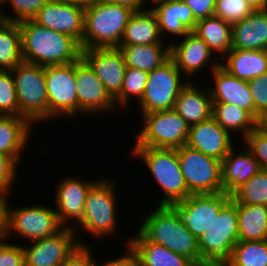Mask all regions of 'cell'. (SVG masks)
I'll return each mask as SVG.
<instances>
[{
    "label": "cell",
    "instance_id": "6da1fadb",
    "mask_svg": "<svg viewBox=\"0 0 267 266\" xmlns=\"http://www.w3.org/2000/svg\"><path fill=\"white\" fill-rule=\"evenodd\" d=\"M24 62L46 67L68 64L81 57L80 44L71 36L56 32L32 19L18 22Z\"/></svg>",
    "mask_w": 267,
    "mask_h": 266
},
{
    "label": "cell",
    "instance_id": "7a4b0ae2",
    "mask_svg": "<svg viewBox=\"0 0 267 266\" xmlns=\"http://www.w3.org/2000/svg\"><path fill=\"white\" fill-rule=\"evenodd\" d=\"M140 225L138 231L148 241L184 255L192 262L202 261L198 239L184 225L174 206L158 205Z\"/></svg>",
    "mask_w": 267,
    "mask_h": 266
},
{
    "label": "cell",
    "instance_id": "3957f363",
    "mask_svg": "<svg viewBox=\"0 0 267 266\" xmlns=\"http://www.w3.org/2000/svg\"><path fill=\"white\" fill-rule=\"evenodd\" d=\"M133 12L124 5L87 0L81 49L118 47Z\"/></svg>",
    "mask_w": 267,
    "mask_h": 266
},
{
    "label": "cell",
    "instance_id": "277c9868",
    "mask_svg": "<svg viewBox=\"0 0 267 266\" xmlns=\"http://www.w3.org/2000/svg\"><path fill=\"white\" fill-rule=\"evenodd\" d=\"M132 150L164 192L159 205L173 206L191 195L180 169L177 149L133 147Z\"/></svg>",
    "mask_w": 267,
    "mask_h": 266
},
{
    "label": "cell",
    "instance_id": "5b68a950",
    "mask_svg": "<svg viewBox=\"0 0 267 266\" xmlns=\"http://www.w3.org/2000/svg\"><path fill=\"white\" fill-rule=\"evenodd\" d=\"M11 73L16 88L18 116L27 118L32 124L48 121L45 67L22 61L11 69Z\"/></svg>",
    "mask_w": 267,
    "mask_h": 266
},
{
    "label": "cell",
    "instance_id": "8992f818",
    "mask_svg": "<svg viewBox=\"0 0 267 266\" xmlns=\"http://www.w3.org/2000/svg\"><path fill=\"white\" fill-rule=\"evenodd\" d=\"M112 182L96 180L87 193L83 219L76 225L96 238L116 235L118 231L116 185Z\"/></svg>",
    "mask_w": 267,
    "mask_h": 266
},
{
    "label": "cell",
    "instance_id": "52a82bcc",
    "mask_svg": "<svg viewBox=\"0 0 267 266\" xmlns=\"http://www.w3.org/2000/svg\"><path fill=\"white\" fill-rule=\"evenodd\" d=\"M197 239L202 261L228 263L231 260L233 247L239 241L237 207L232 198Z\"/></svg>",
    "mask_w": 267,
    "mask_h": 266
},
{
    "label": "cell",
    "instance_id": "ba28073f",
    "mask_svg": "<svg viewBox=\"0 0 267 266\" xmlns=\"http://www.w3.org/2000/svg\"><path fill=\"white\" fill-rule=\"evenodd\" d=\"M134 147L177 149L186 145L190 125L173 109L142 114Z\"/></svg>",
    "mask_w": 267,
    "mask_h": 266
},
{
    "label": "cell",
    "instance_id": "9c48e42d",
    "mask_svg": "<svg viewBox=\"0 0 267 266\" xmlns=\"http://www.w3.org/2000/svg\"><path fill=\"white\" fill-rule=\"evenodd\" d=\"M182 77L185 76L171 58L149 72L144 93L137 102L142 114L173 109L178 94L189 83Z\"/></svg>",
    "mask_w": 267,
    "mask_h": 266
},
{
    "label": "cell",
    "instance_id": "30bf717a",
    "mask_svg": "<svg viewBox=\"0 0 267 266\" xmlns=\"http://www.w3.org/2000/svg\"><path fill=\"white\" fill-rule=\"evenodd\" d=\"M180 169L191 194L221 193L222 161L187 145L177 148Z\"/></svg>",
    "mask_w": 267,
    "mask_h": 266
},
{
    "label": "cell",
    "instance_id": "8fae6325",
    "mask_svg": "<svg viewBox=\"0 0 267 266\" xmlns=\"http://www.w3.org/2000/svg\"><path fill=\"white\" fill-rule=\"evenodd\" d=\"M64 226L60 223L56 210L46 205H29L19 208L6 207V234L24 237L29 241L43 239L60 231Z\"/></svg>",
    "mask_w": 267,
    "mask_h": 266
},
{
    "label": "cell",
    "instance_id": "7c38bea8",
    "mask_svg": "<svg viewBox=\"0 0 267 266\" xmlns=\"http://www.w3.org/2000/svg\"><path fill=\"white\" fill-rule=\"evenodd\" d=\"M48 119L78 115L75 62L45 67Z\"/></svg>",
    "mask_w": 267,
    "mask_h": 266
},
{
    "label": "cell",
    "instance_id": "4fadbf2b",
    "mask_svg": "<svg viewBox=\"0 0 267 266\" xmlns=\"http://www.w3.org/2000/svg\"><path fill=\"white\" fill-rule=\"evenodd\" d=\"M76 234L65 226L51 236L30 241L32 245H22L25 266H61L79 245H87L76 240Z\"/></svg>",
    "mask_w": 267,
    "mask_h": 266
},
{
    "label": "cell",
    "instance_id": "5bb4252c",
    "mask_svg": "<svg viewBox=\"0 0 267 266\" xmlns=\"http://www.w3.org/2000/svg\"><path fill=\"white\" fill-rule=\"evenodd\" d=\"M231 199L225 192L191 194L173 206L179 212L184 225L198 238L209 228L220 209Z\"/></svg>",
    "mask_w": 267,
    "mask_h": 266
},
{
    "label": "cell",
    "instance_id": "9a60e30c",
    "mask_svg": "<svg viewBox=\"0 0 267 266\" xmlns=\"http://www.w3.org/2000/svg\"><path fill=\"white\" fill-rule=\"evenodd\" d=\"M75 77L78 97V113L93 115L100 112H116L114 99L105 89L89 64L80 57L75 61ZM115 110V111H114ZM82 113V114H81Z\"/></svg>",
    "mask_w": 267,
    "mask_h": 266
},
{
    "label": "cell",
    "instance_id": "2e32d148",
    "mask_svg": "<svg viewBox=\"0 0 267 266\" xmlns=\"http://www.w3.org/2000/svg\"><path fill=\"white\" fill-rule=\"evenodd\" d=\"M84 9L85 4L48 1L32 20L41 26L71 36L81 45L84 35Z\"/></svg>",
    "mask_w": 267,
    "mask_h": 266
},
{
    "label": "cell",
    "instance_id": "e0dca14e",
    "mask_svg": "<svg viewBox=\"0 0 267 266\" xmlns=\"http://www.w3.org/2000/svg\"><path fill=\"white\" fill-rule=\"evenodd\" d=\"M81 57L96 73L110 96L115 99L120 93L127 68L118 47L82 49Z\"/></svg>",
    "mask_w": 267,
    "mask_h": 266
},
{
    "label": "cell",
    "instance_id": "ac0fdd59",
    "mask_svg": "<svg viewBox=\"0 0 267 266\" xmlns=\"http://www.w3.org/2000/svg\"><path fill=\"white\" fill-rule=\"evenodd\" d=\"M80 179L71 178V176L61 179L55 190V202L53 203L56 206L55 210L60 223L77 232L78 227L68 222L75 220L74 222L79 224L82 221L87 193L96 182L95 180L90 182Z\"/></svg>",
    "mask_w": 267,
    "mask_h": 266
},
{
    "label": "cell",
    "instance_id": "d6986e66",
    "mask_svg": "<svg viewBox=\"0 0 267 266\" xmlns=\"http://www.w3.org/2000/svg\"><path fill=\"white\" fill-rule=\"evenodd\" d=\"M216 61H212L210 66L215 81L214 86L208 87L212 102L237 105L255 118V106L248 81L232 76L220 66V61Z\"/></svg>",
    "mask_w": 267,
    "mask_h": 266
},
{
    "label": "cell",
    "instance_id": "ffe728a7",
    "mask_svg": "<svg viewBox=\"0 0 267 266\" xmlns=\"http://www.w3.org/2000/svg\"><path fill=\"white\" fill-rule=\"evenodd\" d=\"M232 134L224 130L211 116L190 126L186 145L194 150L222 161L234 147Z\"/></svg>",
    "mask_w": 267,
    "mask_h": 266
},
{
    "label": "cell",
    "instance_id": "44dd1931",
    "mask_svg": "<svg viewBox=\"0 0 267 266\" xmlns=\"http://www.w3.org/2000/svg\"><path fill=\"white\" fill-rule=\"evenodd\" d=\"M213 55L208 45L193 32L186 34L180 43L177 40L170 42V58L189 81L214 60L211 59Z\"/></svg>",
    "mask_w": 267,
    "mask_h": 266
},
{
    "label": "cell",
    "instance_id": "7402d4cb",
    "mask_svg": "<svg viewBox=\"0 0 267 266\" xmlns=\"http://www.w3.org/2000/svg\"><path fill=\"white\" fill-rule=\"evenodd\" d=\"M152 11L156 15L162 39L166 32L183 38L195 29L197 20L183 0H166L152 8Z\"/></svg>",
    "mask_w": 267,
    "mask_h": 266
},
{
    "label": "cell",
    "instance_id": "603a6c76",
    "mask_svg": "<svg viewBox=\"0 0 267 266\" xmlns=\"http://www.w3.org/2000/svg\"><path fill=\"white\" fill-rule=\"evenodd\" d=\"M234 151L233 147L222 160V186L224 192L229 195L262 170L247 146L237 154Z\"/></svg>",
    "mask_w": 267,
    "mask_h": 266
},
{
    "label": "cell",
    "instance_id": "cb8c5ba5",
    "mask_svg": "<svg viewBox=\"0 0 267 266\" xmlns=\"http://www.w3.org/2000/svg\"><path fill=\"white\" fill-rule=\"evenodd\" d=\"M232 49L267 51V9L232 24Z\"/></svg>",
    "mask_w": 267,
    "mask_h": 266
},
{
    "label": "cell",
    "instance_id": "d4e9b609",
    "mask_svg": "<svg viewBox=\"0 0 267 266\" xmlns=\"http://www.w3.org/2000/svg\"><path fill=\"white\" fill-rule=\"evenodd\" d=\"M192 80L180 91L176 98L175 110L190 126L212 116V99L209 89H200Z\"/></svg>",
    "mask_w": 267,
    "mask_h": 266
},
{
    "label": "cell",
    "instance_id": "484cf974",
    "mask_svg": "<svg viewBox=\"0 0 267 266\" xmlns=\"http://www.w3.org/2000/svg\"><path fill=\"white\" fill-rule=\"evenodd\" d=\"M32 125L23 116L0 115V154L10 156L19 165L29 143Z\"/></svg>",
    "mask_w": 267,
    "mask_h": 266
},
{
    "label": "cell",
    "instance_id": "4316f807",
    "mask_svg": "<svg viewBox=\"0 0 267 266\" xmlns=\"http://www.w3.org/2000/svg\"><path fill=\"white\" fill-rule=\"evenodd\" d=\"M222 61L220 66L223 69L232 76L244 81H250L267 72L266 50L231 49L222 58Z\"/></svg>",
    "mask_w": 267,
    "mask_h": 266
},
{
    "label": "cell",
    "instance_id": "83f0119b",
    "mask_svg": "<svg viewBox=\"0 0 267 266\" xmlns=\"http://www.w3.org/2000/svg\"><path fill=\"white\" fill-rule=\"evenodd\" d=\"M126 244L137 253L139 266H190L192 263L184 255L148 241L139 231L130 236Z\"/></svg>",
    "mask_w": 267,
    "mask_h": 266
},
{
    "label": "cell",
    "instance_id": "f1b7e54d",
    "mask_svg": "<svg viewBox=\"0 0 267 266\" xmlns=\"http://www.w3.org/2000/svg\"><path fill=\"white\" fill-rule=\"evenodd\" d=\"M164 43L152 9L136 10L130 16L119 45Z\"/></svg>",
    "mask_w": 267,
    "mask_h": 266
},
{
    "label": "cell",
    "instance_id": "f546056e",
    "mask_svg": "<svg viewBox=\"0 0 267 266\" xmlns=\"http://www.w3.org/2000/svg\"><path fill=\"white\" fill-rule=\"evenodd\" d=\"M151 45H119L127 67L151 72L170 59V43Z\"/></svg>",
    "mask_w": 267,
    "mask_h": 266
},
{
    "label": "cell",
    "instance_id": "4dcf8cb0",
    "mask_svg": "<svg viewBox=\"0 0 267 266\" xmlns=\"http://www.w3.org/2000/svg\"><path fill=\"white\" fill-rule=\"evenodd\" d=\"M193 33L208 45L215 56L218 53L223 58L232 49V24L219 17L198 20Z\"/></svg>",
    "mask_w": 267,
    "mask_h": 266
},
{
    "label": "cell",
    "instance_id": "1f68e13d",
    "mask_svg": "<svg viewBox=\"0 0 267 266\" xmlns=\"http://www.w3.org/2000/svg\"><path fill=\"white\" fill-rule=\"evenodd\" d=\"M239 241L267 240V206L236 203Z\"/></svg>",
    "mask_w": 267,
    "mask_h": 266
},
{
    "label": "cell",
    "instance_id": "d6a6232c",
    "mask_svg": "<svg viewBox=\"0 0 267 266\" xmlns=\"http://www.w3.org/2000/svg\"><path fill=\"white\" fill-rule=\"evenodd\" d=\"M212 117L230 134L240 132L243 140L260 124L247 110L222 102H212Z\"/></svg>",
    "mask_w": 267,
    "mask_h": 266
},
{
    "label": "cell",
    "instance_id": "836d02e7",
    "mask_svg": "<svg viewBox=\"0 0 267 266\" xmlns=\"http://www.w3.org/2000/svg\"><path fill=\"white\" fill-rule=\"evenodd\" d=\"M22 59L21 31L17 22L0 26V70L14 69Z\"/></svg>",
    "mask_w": 267,
    "mask_h": 266
},
{
    "label": "cell",
    "instance_id": "e575fe53",
    "mask_svg": "<svg viewBox=\"0 0 267 266\" xmlns=\"http://www.w3.org/2000/svg\"><path fill=\"white\" fill-rule=\"evenodd\" d=\"M229 266H267V240L238 241Z\"/></svg>",
    "mask_w": 267,
    "mask_h": 266
},
{
    "label": "cell",
    "instance_id": "d590c367",
    "mask_svg": "<svg viewBox=\"0 0 267 266\" xmlns=\"http://www.w3.org/2000/svg\"><path fill=\"white\" fill-rule=\"evenodd\" d=\"M231 198L236 203L267 206V170H260L247 182L237 188Z\"/></svg>",
    "mask_w": 267,
    "mask_h": 266
},
{
    "label": "cell",
    "instance_id": "8d00e7d4",
    "mask_svg": "<svg viewBox=\"0 0 267 266\" xmlns=\"http://www.w3.org/2000/svg\"><path fill=\"white\" fill-rule=\"evenodd\" d=\"M147 77L148 72L146 71L132 67L126 68L120 93L114 99L117 108L120 105V109L122 107L125 110V108L129 107L128 102L133 96L134 99L137 98V102L141 99L147 83Z\"/></svg>",
    "mask_w": 267,
    "mask_h": 266
},
{
    "label": "cell",
    "instance_id": "74e56055",
    "mask_svg": "<svg viewBox=\"0 0 267 266\" xmlns=\"http://www.w3.org/2000/svg\"><path fill=\"white\" fill-rule=\"evenodd\" d=\"M0 115L18 116L16 88L11 70H0Z\"/></svg>",
    "mask_w": 267,
    "mask_h": 266
},
{
    "label": "cell",
    "instance_id": "f35d334b",
    "mask_svg": "<svg viewBox=\"0 0 267 266\" xmlns=\"http://www.w3.org/2000/svg\"><path fill=\"white\" fill-rule=\"evenodd\" d=\"M252 12L245 0H216L214 16L234 24L245 19Z\"/></svg>",
    "mask_w": 267,
    "mask_h": 266
},
{
    "label": "cell",
    "instance_id": "ab89813d",
    "mask_svg": "<svg viewBox=\"0 0 267 266\" xmlns=\"http://www.w3.org/2000/svg\"><path fill=\"white\" fill-rule=\"evenodd\" d=\"M48 2V0H3L1 4H10L13 9L12 17L8 13L4 14L0 8V14L8 22H20L23 20L32 19L37 12Z\"/></svg>",
    "mask_w": 267,
    "mask_h": 266
},
{
    "label": "cell",
    "instance_id": "60d3db41",
    "mask_svg": "<svg viewBox=\"0 0 267 266\" xmlns=\"http://www.w3.org/2000/svg\"><path fill=\"white\" fill-rule=\"evenodd\" d=\"M261 169L267 170V127L260 123L244 140Z\"/></svg>",
    "mask_w": 267,
    "mask_h": 266
},
{
    "label": "cell",
    "instance_id": "b9f144b4",
    "mask_svg": "<svg viewBox=\"0 0 267 266\" xmlns=\"http://www.w3.org/2000/svg\"><path fill=\"white\" fill-rule=\"evenodd\" d=\"M255 106V119L259 123L267 118V72L248 81Z\"/></svg>",
    "mask_w": 267,
    "mask_h": 266
},
{
    "label": "cell",
    "instance_id": "7bdbcfd3",
    "mask_svg": "<svg viewBox=\"0 0 267 266\" xmlns=\"http://www.w3.org/2000/svg\"><path fill=\"white\" fill-rule=\"evenodd\" d=\"M17 163L8 155L0 154V192L11 194L17 178ZM14 182V183H13Z\"/></svg>",
    "mask_w": 267,
    "mask_h": 266
},
{
    "label": "cell",
    "instance_id": "ee69618b",
    "mask_svg": "<svg viewBox=\"0 0 267 266\" xmlns=\"http://www.w3.org/2000/svg\"><path fill=\"white\" fill-rule=\"evenodd\" d=\"M0 266H25L24 251L21 245L8 242L0 243Z\"/></svg>",
    "mask_w": 267,
    "mask_h": 266
},
{
    "label": "cell",
    "instance_id": "f6af8a7d",
    "mask_svg": "<svg viewBox=\"0 0 267 266\" xmlns=\"http://www.w3.org/2000/svg\"><path fill=\"white\" fill-rule=\"evenodd\" d=\"M92 251L88 244L79 245L61 266H95L97 260Z\"/></svg>",
    "mask_w": 267,
    "mask_h": 266
},
{
    "label": "cell",
    "instance_id": "bcb514c9",
    "mask_svg": "<svg viewBox=\"0 0 267 266\" xmlns=\"http://www.w3.org/2000/svg\"><path fill=\"white\" fill-rule=\"evenodd\" d=\"M192 10L195 19L201 20L214 16L216 0H183Z\"/></svg>",
    "mask_w": 267,
    "mask_h": 266
},
{
    "label": "cell",
    "instance_id": "7dc6e473",
    "mask_svg": "<svg viewBox=\"0 0 267 266\" xmlns=\"http://www.w3.org/2000/svg\"><path fill=\"white\" fill-rule=\"evenodd\" d=\"M127 251L126 254L116 259H111L103 264H95V266H139V259L137 253L132 249V247L128 244L126 245Z\"/></svg>",
    "mask_w": 267,
    "mask_h": 266
},
{
    "label": "cell",
    "instance_id": "c3c4849f",
    "mask_svg": "<svg viewBox=\"0 0 267 266\" xmlns=\"http://www.w3.org/2000/svg\"><path fill=\"white\" fill-rule=\"evenodd\" d=\"M9 194H4L0 192V237L4 240L6 234V207H7V198Z\"/></svg>",
    "mask_w": 267,
    "mask_h": 266
},
{
    "label": "cell",
    "instance_id": "681fc988",
    "mask_svg": "<svg viewBox=\"0 0 267 266\" xmlns=\"http://www.w3.org/2000/svg\"><path fill=\"white\" fill-rule=\"evenodd\" d=\"M98 2L109 3V4H118L127 6L134 11L141 10V1L140 0H96Z\"/></svg>",
    "mask_w": 267,
    "mask_h": 266
},
{
    "label": "cell",
    "instance_id": "f907efd6",
    "mask_svg": "<svg viewBox=\"0 0 267 266\" xmlns=\"http://www.w3.org/2000/svg\"><path fill=\"white\" fill-rule=\"evenodd\" d=\"M245 1L253 11L267 9V0H245Z\"/></svg>",
    "mask_w": 267,
    "mask_h": 266
},
{
    "label": "cell",
    "instance_id": "816d5d0a",
    "mask_svg": "<svg viewBox=\"0 0 267 266\" xmlns=\"http://www.w3.org/2000/svg\"><path fill=\"white\" fill-rule=\"evenodd\" d=\"M190 266H229V263L214 262V261H197V262H192Z\"/></svg>",
    "mask_w": 267,
    "mask_h": 266
},
{
    "label": "cell",
    "instance_id": "f5cc1de1",
    "mask_svg": "<svg viewBox=\"0 0 267 266\" xmlns=\"http://www.w3.org/2000/svg\"><path fill=\"white\" fill-rule=\"evenodd\" d=\"M57 3L85 4L87 0H48Z\"/></svg>",
    "mask_w": 267,
    "mask_h": 266
},
{
    "label": "cell",
    "instance_id": "db71d44e",
    "mask_svg": "<svg viewBox=\"0 0 267 266\" xmlns=\"http://www.w3.org/2000/svg\"><path fill=\"white\" fill-rule=\"evenodd\" d=\"M141 1V9H145V3L148 1H151L152 5L156 7L157 5L161 4L162 2H165L166 0H140ZM144 7V8H143Z\"/></svg>",
    "mask_w": 267,
    "mask_h": 266
},
{
    "label": "cell",
    "instance_id": "11a10c76",
    "mask_svg": "<svg viewBox=\"0 0 267 266\" xmlns=\"http://www.w3.org/2000/svg\"><path fill=\"white\" fill-rule=\"evenodd\" d=\"M6 20L2 17V15L0 14V26L5 22Z\"/></svg>",
    "mask_w": 267,
    "mask_h": 266
},
{
    "label": "cell",
    "instance_id": "9f6ffc18",
    "mask_svg": "<svg viewBox=\"0 0 267 266\" xmlns=\"http://www.w3.org/2000/svg\"><path fill=\"white\" fill-rule=\"evenodd\" d=\"M263 124L267 127V118L263 120Z\"/></svg>",
    "mask_w": 267,
    "mask_h": 266
}]
</instances>
